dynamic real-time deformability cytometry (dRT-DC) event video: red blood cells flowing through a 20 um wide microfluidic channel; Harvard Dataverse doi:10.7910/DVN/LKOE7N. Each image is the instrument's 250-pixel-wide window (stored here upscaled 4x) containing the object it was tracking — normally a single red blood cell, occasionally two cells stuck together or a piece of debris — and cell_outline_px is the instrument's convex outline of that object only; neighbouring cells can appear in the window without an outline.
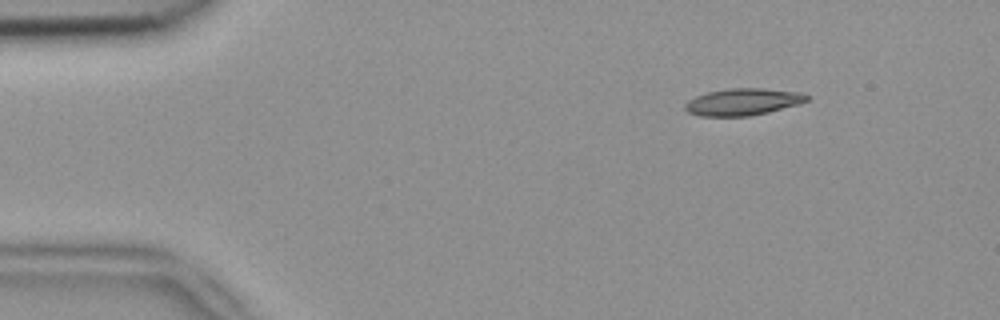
{"species": "common noctule bat (a hibernating species)", "species_latin": "Nyctalus noctula", "temperature_condition": "room temperature", "stored_images_in_passage": 5, "camera_frame_rate_fps": 3000, "um_per_image_px": 0.085, "animal": {"sex": "female", "body_mass_g": 18.4}, "frame": {"image": 1, "passage_image": 1, "time_ms": 0.0, "image_size_px": [1000, 320], "cell_outline_px": [[808, 100], [800, 104], [768, 112], [748, 116], [700, 116], [688, 112], [684, 108], [684, 104], [688, 100], [696, 96], [708, 92], [728, 88], [764, 88], [800, 92], [808, 96]], "centroid_in_image_um": [63.14, 8.65], "position_along_channel_um": 21.9, "area_um2": 19.13}}
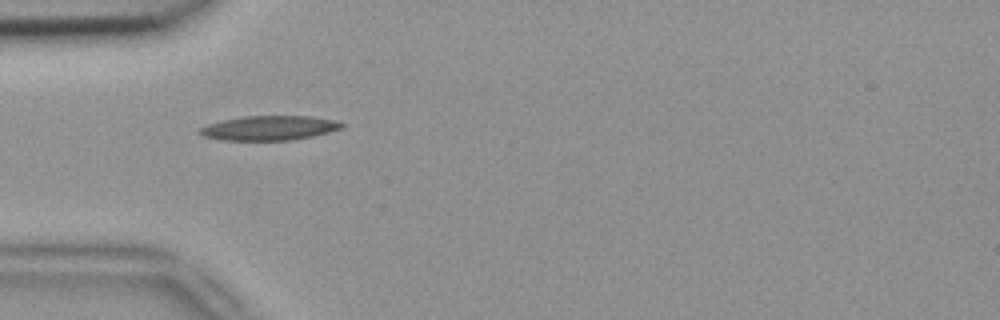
{"frame": {"image": 2, "passage_image": 3, "time_ms": 0.667, "image_size_px": [1000, 320], "cell_outline_px": [[344, 128], [312, 136], [288, 140], [220, 140], [200, 136], [196, 132], [200, 128], [208, 124], [224, 120], [244, 116], [312, 116], [336, 120], [344, 124]], "centroid_in_image_um": [22.86, 10.88], "position_along_channel_um": 62.1, "area_um2": 20.35}}
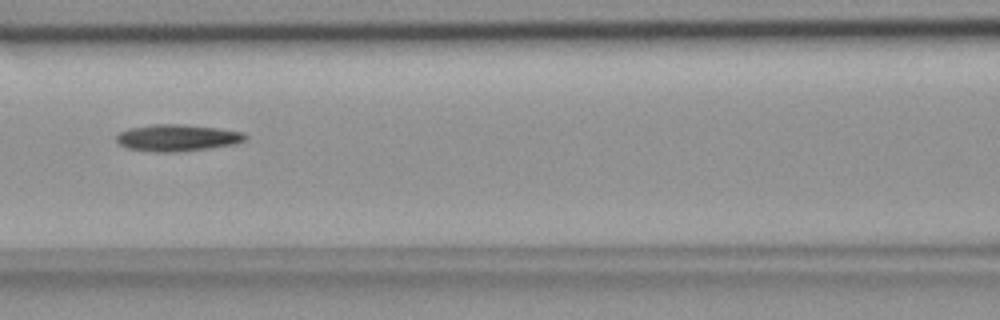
{"frame": {"image": 3, "passage_image": 5, "time_ms": 1.333, "image_size_px": [1000, 320], "cell_outline_px": [[248, 136], [244, 140], [236, 144], [208, 148], [176, 152], [152, 152], [128, 148], [120, 144], [116, 140], [116, 136], [120, 132], [132, 128], [152, 124], [180, 124], [220, 128], [244, 132]], "centroid_in_image_um": [15.1, 11.71], "position_along_channel_um": 151.5, "area_um2": 20.06}}